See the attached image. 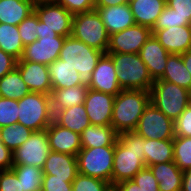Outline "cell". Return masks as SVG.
Segmentation results:
<instances>
[{
  "label": "cell",
  "mask_w": 191,
  "mask_h": 191,
  "mask_svg": "<svg viewBox=\"0 0 191 191\" xmlns=\"http://www.w3.org/2000/svg\"><path fill=\"white\" fill-rule=\"evenodd\" d=\"M32 2V4L35 6V5H38V4H43V3H55L57 2L58 0H30Z\"/></svg>",
  "instance_id": "db71d44e"
},
{
  "label": "cell",
  "mask_w": 191,
  "mask_h": 191,
  "mask_svg": "<svg viewBox=\"0 0 191 191\" xmlns=\"http://www.w3.org/2000/svg\"><path fill=\"white\" fill-rule=\"evenodd\" d=\"M52 89H64L68 87L82 85L79 73L75 68L66 64V61L55 60L48 65Z\"/></svg>",
  "instance_id": "4316f807"
},
{
  "label": "cell",
  "mask_w": 191,
  "mask_h": 191,
  "mask_svg": "<svg viewBox=\"0 0 191 191\" xmlns=\"http://www.w3.org/2000/svg\"><path fill=\"white\" fill-rule=\"evenodd\" d=\"M134 132L145 139H174V121L150 102L141 115Z\"/></svg>",
  "instance_id": "9c48e42d"
},
{
  "label": "cell",
  "mask_w": 191,
  "mask_h": 191,
  "mask_svg": "<svg viewBox=\"0 0 191 191\" xmlns=\"http://www.w3.org/2000/svg\"><path fill=\"white\" fill-rule=\"evenodd\" d=\"M32 133L31 129L20 123L10 124L0 128V140L7 148L14 152L29 139Z\"/></svg>",
  "instance_id": "836d02e7"
},
{
  "label": "cell",
  "mask_w": 191,
  "mask_h": 191,
  "mask_svg": "<svg viewBox=\"0 0 191 191\" xmlns=\"http://www.w3.org/2000/svg\"><path fill=\"white\" fill-rule=\"evenodd\" d=\"M42 170L44 175H55L59 178H75L78 174L76 156L51 151Z\"/></svg>",
  "instance_id": "44dd1931"
},
{
  "label": "cell",
  "mask_w": 191,
  "mask_h": 191,
  "mask_svg": "<svg viewBox=\"0 0 191 191\" xmlns=\"http://www.w3.org/2000/svg\"><path fill=\"white\" fill-rule=\"evenodd\" d=\"M18 100L0 97V128L17 124Z\"/></svg>",
  "instance_id": "f35d334b"
},
{
  "label": "cell",
  "mask_w": 191,
  "mask_h": 191,
  "mask_svg": "<svg viewBox=\"0 0 191 191\" xmlns=\"http://www.w3.org/2000/svg\"><path fill=\"white\" fill-rule=\"evenodd\" d=\"M109 182L78 173L72 181V191H111Z\"/></svg>",
  "instance_id": "d590c367"
},
{
  "label": "cell",
  "mask_w": 191,
  "mask_h": 191,
  "mask_svg": "<svg viewBox=\"0 0 191 191\" xmlns=\"http://www.w3.org/2000/svg\"><path fill=\"white\" fill-rule=\"evenodd\" d=\"M153 35L170 53L179 54L191 50V26H173L156 30Z\"/></svg>",
  "instance_id": "d6986e66"
},
{
  "label": "cell",
  "mask_w": 191,
  "mask_h": 191,
  "mask_svg": "<svg viewBox=\"0 0 191 191\" xmlns=\"http://www.w3.org/2000/svg\"><path fill=\"white\" fill-rule=\"evenodd\" d=\"M153 81L163 77L170 53L160 44L152 34L139 52Z\"/></svg>",
  "instance_id": "e0dca14e"
},
{
  "label": "cell",
  "mask_w": 191,
  "mask_h": 191,
  "mask_svg": "<svg viewBox=\"0 0 191 191\" xmlns=\"http://www.w3.org/2000/svg\"><path fill=\"white\" fill-rule=\"evenodd\" d=\"M95 10L98 12L109 35L123 31L136 24L129 4L95 7Z\"/></svg>",
  "instance_id": "ffe728a7"
},
{
  "label": "cell",
  "mask_w": 191,
  "mask_h": 191,
  "mask_svg": "<svg viewBox=\"0 0 191 191\" xmlns=\"http://www.w3.org/2000/svg\"><path fill=\"white\" fill-rule=\"evenodd\" d=\"M157 179L159 191H181L183 171L172 162L149 166Z\"/></svg>",
  "instance_id": "603a6c76"
},
{
  "label": "cell",
  "mask_w": 191,
  "mask_h": 191,
  "mask_svg": "<svg viewBox=\"0 0 191 191\" xmlns=\"http://www.w3.org/2000/svg\"><path fill=\"white\" fill-rule=\"evenodd\" d=\"M53 120L61 127L74 131L79 135L90 125L84 104L57 111L53 115Z\"/></svg>",
  "instance_id": "484cf974"
},
{
  "label": "cell",
  "mask_w": 191,
  "mask_h": 191,
  "mask_svg": "<svg viewBox=\"0 0 191 191\" xmlns=\"http://www.w3.org/2000/svg\"><path fill=\"white\" fill-rule=\"evenodd\" d=\"M18 31L24 47L38 39V16L35 11L19 23Z\"/></svg>",
  "instance_id": "8d00e7d4"
},
{
  "label": "cell",
  "mask_w": 191,
  "mask_h": 191,
  "mask_svg": "<svg viewBox=\"0 0 191 191\" xmlns=\"http://www.w3.org/2000/svg\"><path fill=\"white\" fill-rule=\"evenodd\" d=\"M181 191H191V168L183 171Z\"/></svg>",
  "instance_id": "f907efd6"
},
{
  "label": "cell",
  "mask_w": 191,
  "mask_h": 191,
  "mask_svg": "<svg viewBox=\"0 0 191 191\" xmlns=\"http://www.w3.org/2000/svg\"><path fill=\"white\" fill-rule=\"evenodd\" d=\"M115 146L82 148L76 155L78 173L111 184Z\"/></svg>",
  "instance_id": "ba28073f"
},
{
  "label": "cell",
  "mask_w": 191,
  "mask_h": 191,
  "mask_svg": "<svg viewBox=\"0 0 191 191\" xmlns=\"http://www.w3.org/2000/svg\"><path fill=\"white\" fill-rule=\"evenodd\" d=\"M51 151L76 156L82 149L80 135L58 125L54 120L46 128Z\"/></svg>",
  "instance_id": "ac0fdd59"
},
{
  "label": "cell",
  "mask_w": 191,
  "mask_h": 191,
  "mask_svg": "<svg viewBox=\"0 0 191 191\" xmlns=\"http://www.w3.org/2000/svg\"><path fill=\"white\" fill-rule=\"evenodd\" d=\"M160 80L177 84L191 91V74L185 67L182 56L179 54H170L168 56L166 68Z\"/></svg>",
  "instance_id": "f546056e"
},
{
  "label": "cell",
  "mask_w": 191,
  "mask_h": 191,
  "mask_svg": "<svg viewBox=\"0 0 191 191\" xmlns=\"http://www.w3.org/2000/svg\"><path fill=\"white\" fill-rule=\"evenodd\" d=\"M150 102V91L121 90L115 96L111 126L118 134L134 131Z\"/></svg>",
  "instance_id": "7a4b0ae2"
},
{
  "label": "cell",
  "mask_w": 191,
  "mask_h": 191,
  "mask_svg": "<svg viewBox=\"0 0 191 191\" xmlns=\"http://www.w3.org/2000/svg\"><path fill=\"white\" fill-rule=\"evenodd\" d=\"M75 178H59L55 175H43L41 191H72Z\"/></svg>",
  "instance_id": "ab89813d"
},
{
  "label": "cell",
  "mask_w": 191,
  "mask_h": 191,
  "mask_svg": "<svg viewBox=\"0 0 191 191\" xmlns=\"http://www.w3.org/2000/svg\"><path fill=\"white\" fill-rule=\"evenodd\" d=\"M71 35L86 45L106 53L109 34L95 9L74 15Z\"/></svg>",
  "instance_id": "52a82bcc"
},
{
  "label": "cell",
  "mask_w": 191,
  "mask_h": 191,
  "mask_svg": "<svg viewBox=\"0 0 191 191\" xmlns=\"http://www.w3.org/2000/svg\"><path fill=\"white\" fill-rule=\"evenodd\" d=\"M51 152L46 129L33 131L13 153V165H30L43 169L48 154Z\"/></svg>",
  "instance_id": "30bf717a"
},
{
  "label": "cell",
  "mask_w": 191,
  "mask_h": 191,
  "mask_svg": "<svg viewBox=\"0 0 191 191\" xmlns=\"http://www.w3.org/2000/svg\"><path fill=\"white\" fill-rule=\"evenodd\" d=\"M115 96L89 89L84 101L91 125H111Z\"/></svg>",
  "instance_id": "5bb4252c"
},
{
  "label": "cell",
  "mask_w": 191,
  "mask_h": 191,
  "mask_svg": "<svg viewBox=\"0 0 191 191\" xmlns=\"http://www.w3.org/2000/svg\"><path fill=\"white\" fill-rule=\"evenodd\" d=\"M82 148L115 146L118 133L111 125H89L80 134Z\"/></svg>",
  "instance_id": "d4e9b609"
},
{
  "label": "cell",
  "mask_w": 191,
  "mask_h": 191,
  "mask_svg": "<svg viewBox=\"0 0 191 191\" xmlns=\"http://www.w3.org/2000/svg\"><path fill=\"white\" fill-rule=\"evenodd\" d=\"M117 72V80L122 90L150 91L154 83L139 53H107Z\"/></svg>",
  "instance_id": "3957f363"
},
{
  "label": "cell",
  "mask_w": 191,
  "mask_h": 191,
  "mask_svg": "<svg viewBox=\"0 0 191 191\" xmlns=\"http://www.w3.org/2000/svg\"><path fill=\"white\" fill-rule=\"evenodd\" d=\"M130 0H95V7H110L120 4H128Z\"/></svg>",
  "instance_id": "681fc988"
},
{
  "label": "cell",
  "mask_w": 191,
  "mask_h": 191,
  "mask_svg": "<svg viewBox=\"0 0 191 191\" xmlns=\"http://www.w3.org/2000/svg\"><path fill=\"white\" fill-rule=\"evenodd\" d=\"M53 121L50 95L30 92L18 100V121L32 131L45 130Z\"/></svg>",
  "instance_id": "5b68a950"
},
{
  "label": "cell",
  "mask_w": 191,
  "mask_h": 191,
  "mask_svg": "<svg viewBox=\"0 0 191 191\" xmlns=\"http://www.w3.org/2000/svg\"><path fill=\"white\" fill-rule=\"evenodd\" d=\"M151 35V28L135 24L123 31L109 35L106 53H139Z\"/></svg>",
  "instance_id": "8fae6325"
},
{
  "label": "cell",
  "mask_w": 191,
  "mask_h": 191,
  "mask_svg": "<svg viewBox=\"0 0 191 191\" xmlns=\"http://www.w3.org/2000/svg\"><path fill=\"white\" fill-rule=\"evenodd\" d=\"M143 152L146 167L159 163L172 162L174 161L173 139H145Z\"/></svg>",
  "instance_id": "f1b7e54d"
},
{
  "label": "cell",
  "mask_w": 191,
  "mask_h": 191,
  "mask_svg": "<svg viewBox=\"0 0 191 191\" xmlns=\"http://www.w3.org/2000/svg\"><path fill=\"white\" fill-rule=\"evenodd\" d=\"M115 191H142V189L131 179L118 183L113 187Z\"/></svg>",
  "instance_id": "c3c4849f"
},
{
  "label": "cell",
  "mask_w": 191,
  "mask_h": 191,
  "mask_svg": "<svg viewBox=\"0 0 191 191\" xmlns=\"http://www.w3.org/2000/svg\"><path fill=\"white\" fill-rule=\"evenodd\" d=\"M175 136L191 137V103L174 121Z\"/></svg>",
  "instance_id": "b9f144b4"
},
{
  "label": "cell",
  "mask_w": 191,
  "mask_h": 191,
  "mask_svg": "<svg viewBox=\"0 0 191 191\" xmlns=\"http://www.w3.org/2000/svg\"><path fill=\"white\" fill-rule=\"evenodd\" d=\"M11 169L21 183L23 191H40L43 182V170L30 165H13Z\"/></svg>",
  "instance_id": "d6a6232c"
},
{
  "label": "cell",
  "mask_w": 191,
  "mask_h": 191,
  "mask_svg": "<svg viewBox=\"0 0 191 191\" xmlns=\"http://www.w3.org/2000/svg\"><path fill=\"white\" fill-rule=\"evenodd\" d=\"M12 153L0 140V170L11 169L13 166Z\"/></svg>",
  "instance_id": "7dc6e473"
},
{
  "label": "cell",
  "mask_w": 191,
  "mask_h": 191,
  "mask_svg": "<svg viewBox=\"0 0 191 191\" xmlns=\"http://www.w3.org/2000/svg\"><path fill=\"white\" fill-rule=\"evenodd\" d=\"M181 56H182L185 67L191 74V50H188L185 53H182Z\"/></svg>",
  "instance_id": "f5cc1de1"
},
{
  "label": "cell",
  "mask_w": 191,
  "mask_h": 191,
  "mask_svg": "<svg viewBox=\"0 0 191 191\" xmlns=\"http://www.w3.org/2000/svg\"><path fill=\"white\" fill-rule=\"evenodd\" d=\"M173 158L180 170L191 168V137H174Z\"/></svg>",
  "instance_id": "e575fe53"
},
{
  "label": "cell",
  "mask_w": 191,
  "mask_h": 191,
  "mask_svg": "<svg viewBox=\"0 0 191 191\" xmlns=\"http://www.w3.org/2000/svg\"><path fill=\"white\" fill-rule=\"evenodd\" d=\"M34 11L39 20L44 22L45 27L60 36H71L74 15L58 2L35 5Z\"/></svg>",
  "instance_id": "4fadbf2b"
},
{
  "label": "cell",
  "mask_w": 191,
  "mask_h": 191,
  "mask_svg": "<svg viewBox=\"0 0 191 191\" xmlns=\"http://www.w3.org/2000/svg\"><path fill=\"white\" fill-rule=\"evenodd\" d=\"M0 49L17 60L21 59L24 45L20 38L18 26L0 23Z\"/></svg>",
  "instance_id": "1f68e13d"
},
{
  "label": "cell",
  "mask_w": 191,
  "mask_h": 191,
  "mask_svg": "<svg viewBox=\"0 0 191 191\" xmlns=\"http://www.w3.org/2000/svg\"><path fill=\"white\" fill-rule=\"evenodd\" d=\"M17 59L0 49V79L16 68Z\"/></svg>",
  "instance_id": "bcb514c9"
},
{
  "label": "cell",
  "mask_w": 191,
  "mask_h": 191,
  "mask_svg": "<svg viewBox=\"0 0 191 191\" xmlns=\"http://www.w3.org/2000/svg\"><path fill=\"white\" fill-rule=\"evenodd\" d=\"M181 25L182 26L190 25V22L188 21V19H183L182 17H180L176 13L175 9H172L168 7L167 5H165L162 13L157 18V21L151 30L153 34L156 30H161V29H165V28H169L173 26L176 27Z\"/></svg>",
  "instance_id": "74e56055"
},
{
  "label": "cell",
  "mask_w": 191,
  "mask_h": 191,
  "mask_svg": "<svg viewBox=\"0 0 191 191\" xmlns=\"http://www.w3.org/2000/svg\"><path fill=\"white\" fill-rule=\"evenodd\" d=\"M103 54L104 52L86 45L71 35L65 38L59 59L75 68L79 73L81 84L89 86L92 72Z\"/></svg>",
  "instance_id": "277c9868"
},
{
  "label": "cell",
  "mask_w": 191,
  "mask_h": 191,
  "mask_svg": "<svg viewBox=\"0 0 191 191\" xmlns=\"http://www.w3.org/2000/svg\"><path fill=\"white\" fill-rule=\"evenodd\" d=\"M57 2L73 15L95 9V0H58Z\"/></svg>",
  "instance_id": "7bdbcfd3"
},
{
  "label": "cell",
  "mask_w": 191,
  "mask_h": 191,
  "mask_svg": "<svg viewBox=\"0 0 191 191\" xmlns=\"http://www.w3.org/2000/svg\"><path fill=\"white\" fill-rule=\"evenodd\" d=\"M65 38L60 35H41L36 41L24 47L21 59L50 65L59 59Z\"/></svg>",
  "instance_id": "7c38bea8"
},
{
  "label": "cell",
  "mask_w": 191,
  "mask_h": 191,
  "mask_svg": "<svg viewBox=\"0 0 191 191\" xmlns=\"http://www.w3.org/2000/svg\"><path fill=\"white\" fill-rule=\"evenodd\" d=\"M150 96L151 102L173 121L191 103V91L160 79L154 81Z\"/></svg>",
  "instance_id": "8992f818"
},
{
  "label": "cell",
  "mask_w": 191,
  "mask_h": 191,
  "mask_svg": "<svg viewBox=\"0 0 191 191\" xmlns=\"http://www.w3.org/2000/svg\"><path fill=\"white\" fill-rule=\"evenodd\" d=\"M41 35H58L55 31L44 26V22L40 21L38 18V38Z\"/></svg>",
  "instance_id": "816d5d0a"
},
{
  "label": "cell",
  "mask_w": 191,
  "mask_h": 191,
  "mask_svg": "<svg viewBox=\"0 0 191 191\" xmlns=\"http://www.w3.org/2000/svg\"><path fill=\"white\" fill-rule=\"evenodd\" d=\"M33 11L30 0H0V23L18 26Z\"/></svg>",
  "instance_id": "83f0119b"
},
{
  "label": "cell",
  "mask_w": 191,
  "mask_h": 191,
  "mask_svg": "<svg viewBox=\"0 0 191 191\" xmlns=\"http://www.w3.org/2000/svg\"><path fill=\"white\" fill-rule=\"evenodd\" d=\"M128 4L135 23L152 29L166 5V0H130Z\"/></svg>",
  "instance_id": "7402d4cb"
},
{
  "label": "cell",
  "mask_w": 191,
  "mask_h": 191,
  "mask_svg": "<svg viewBox=\"0 0 191 191\" xmlns=\"http://www.w3.org/2000/svg\"><path fill=\"white\" fill-rule=\"evenodd\" d=\"M88 90L89 87L86 85H78L64 89H52L50 97L53 115L59 110L84 104Z\"/></svg>",
  "instance_id": "cb8c5ba5"
},
{
  "label": "cell",
  "mask_w": 191,
  "mask_h": 191,
  "mask_svg": "<svg viewBox=\"0 0 191 191\" xmlns=\"http://www.w3.org/2000/svg\"><path fill=\"white\" fill-rule=\"evenodd\" d=\"M16 69L31 92L50 95L52 92L48 65L37 62L17 60Z\"/></svg>",
  "instance_id": "2e32d148"
},
{
  "label": "cell",
  "mask_w": 191,
  "mask_h": 191,
  "mask_svg": "<svg viewBox=\"0 0 191 191\" xmlns=\"http://www.w3.org/2000/svg\"><path fill=\"white\" fill-rule=\"evenodd\" d=\"M30 92L16 68L0 79V97L19 100Z\"/></svg>",
  "instance_id": "4dcf8cb0"
},
{
  "label": "cell",
  "mask_w": 191,
  "mask_h": 191,
  "mask_svg": "<svg viewBox=\"0 0 191 191\" xmlns=\"http://www.w3.org/2000/svg\"><path fill=\"white\" fill-rule=\"evenodd\" d=\"M0 191H23L21 183L12 169L0 170Z\"/></svg>",
  "instance_id": "ee69618b"
},
{
  "label": "cell",
  "mask_w": 191,
  "mask_h": 191,
  "mask_svg": "<svg viewBox=\"0 0 191 191\" xmlns=\"http://www.w3.org/2000/svg\"><path fill=\"white\" fill-rule=\"evenodd\" d=\"M132 180L142 191H159L157 179L149 167L140 170Z\"/></svg>",
  "instance_id": "60d3db41"
},
{
  "label": "cell",
  "mask_w": 191,
  "mask_h": 191,
  "mask_svg": "<svg viewBox=\"0 0 191 191\" xmlns=\"http://www.w3.org/2000/svg\"><path fill=\"white\" fill-rule=\"evenodd\" d=\"M166 5L176 10V13L191 23V0H166Z\"/></svg>",
  "instance_id": "f6af8a7d"
},
{
  "label": "cell",
  "mask_w": 191,
  "mask_h": 191,
  "mask_svg": "<svg viewBox=\"0 0 191 191\" xmlns=\"http://www.w3.org/2000/svg\"><path fill=\"white\" fill-rule=\"evenodd\" d=\"M145 138L134 131L118 134L115 143L111 185L131 180L146 167L144 156Z\"/></svg>",
  "instance_id": "6da1fadb"
},
{
  "label": "cell",
  "mask_w": 191,
  "mask_h": 191,
  "mask_svg": "<svg viewBox=\"0 0 191 191\" xmlns=\"http://www.w3.org/2000/svg\"><path fill=\"white\" fill-rule=\"evenodd\" d=\"M88 87L113 96L122 90L117 80L116 67L107 53L98 61Z\"/></svg>",
  "instance_id": "9a60e30c"
}]
</instances>
